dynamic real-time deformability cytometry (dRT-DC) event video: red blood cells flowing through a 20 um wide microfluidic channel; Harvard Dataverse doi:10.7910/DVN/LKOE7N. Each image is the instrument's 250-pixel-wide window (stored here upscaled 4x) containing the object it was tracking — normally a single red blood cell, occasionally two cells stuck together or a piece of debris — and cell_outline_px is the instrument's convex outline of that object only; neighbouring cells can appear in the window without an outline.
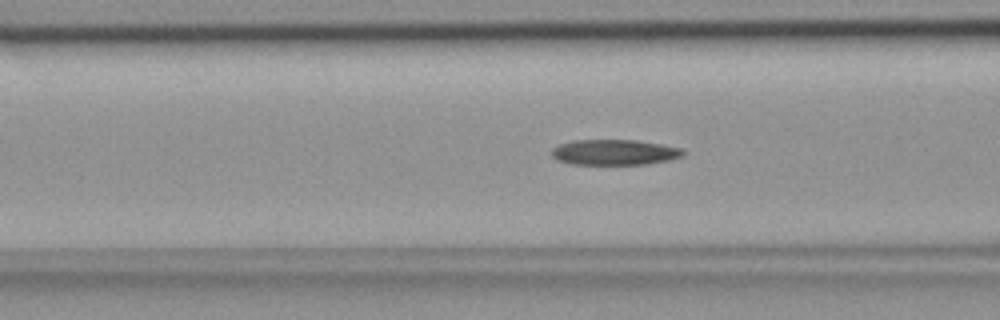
{"species": "common noctule bat (a hibernating species)", "species_latin": "Nyctalus noctula", "temperature_condition": "room temperature", "stored_images_in_passage": 36, "camera_frame_rate_fps": 3000, "um_per_image_px": 0.085, "animal": {"sex": "female", "body_mass_g": 18.4}, "frame": {"image": 1, "passage_image": 6, "time_ms": 1.667, "image_size_px": [1000, 320], "cell_outline_px": [[684, 152], [680, 156], [668, 160], [644, 164], [572, 164], [556, 160], [552, 156], [552, 148], [560, 144], [576, 140], [636, 140], [660, 144], [680, 148]], "centroid_in_image_um": [52.17, 12.94], "position_along_channel_um": 114.4, "area_um2": 19.25}}
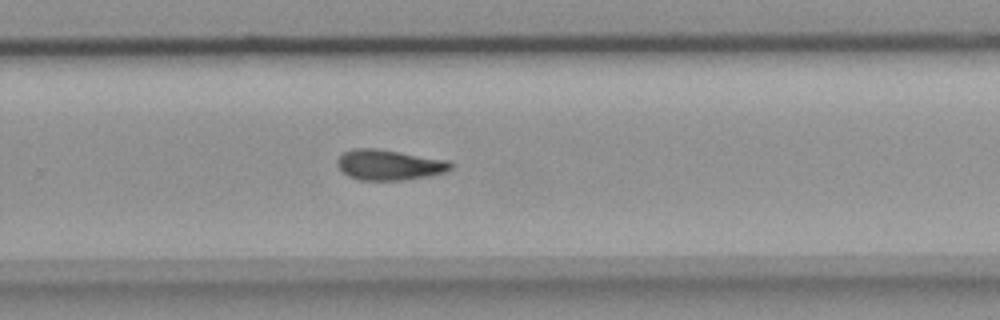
{"frame": {"image": 2, "passage_image": 20, "time_ms": 6.333, "image_size_px": [1000, 320], "cell_outline_px": [[452, 168], [448, 172], [428, 176], [404, 180], [360, 180], [348, 176], [336, 164], [336, 160], [344, 152], [352, 148], [376, 148], [448, 160], [452, 164]], "centroid_in_image_um": [33.08, 14.01], "position_along_channel_um": 296.7, "area_um2": 20.17}}
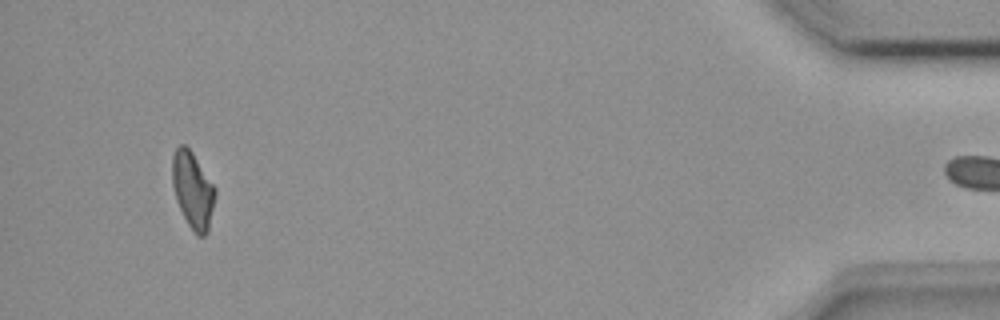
{"frame": {"image": 3, "passage_image": 35, "time_ms": 11.333, "image_size_px": [1000, 320], "cell_outline_px": [[216, 196], [208, 232], [204, 236], [196, 236], [192, 232], [176, 200], [172, 184], [172, 156], [176, 148], [180, 144], [184, 144], [192, 152], [216, 188]], "centroid_in_image_um": [16.39, 16.18], "position_along_channel_um": 418.8, "area_um2": 19.25}, "authors_computed_cell_mechanics": {"area_um2": 19.6809, "velocity_mm_per_s": 3.9115, "shape_relaxation_time_tau1_ms": null, "shape_relaxation_time_tau2_ms": 6.342, "deformation_change_tau1": null, "deformation_change_tau2": 0.152}}